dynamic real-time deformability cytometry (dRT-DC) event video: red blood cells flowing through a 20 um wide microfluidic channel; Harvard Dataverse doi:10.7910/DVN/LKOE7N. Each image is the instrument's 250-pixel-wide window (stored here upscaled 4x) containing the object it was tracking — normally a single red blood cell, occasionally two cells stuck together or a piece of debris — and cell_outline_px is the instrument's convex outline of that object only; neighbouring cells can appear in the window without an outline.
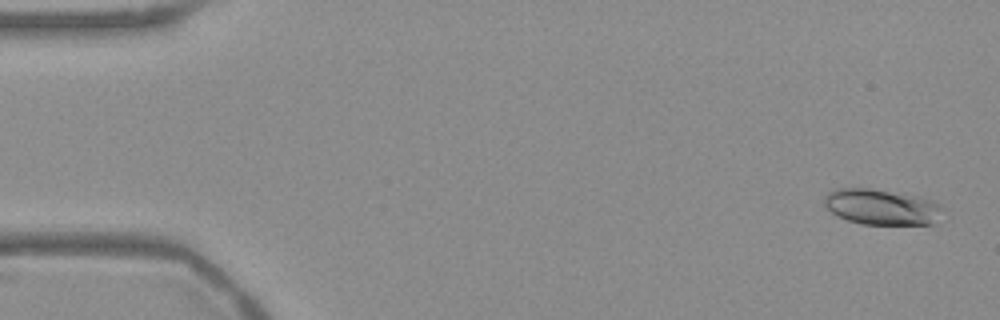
{"species": "Egyptian fruit bat (a non-hibernating species)", "species_latin": "Rousettus aegyptiacus", "temperature_condition": "warm", "stored_images_in_passage": 54, "camera_frame_rate_fps": 3000, "um_per_image_px": 0.085, "frame": {"image": 1, "passage_image": 2, "time_ms": 0.333, "image_size_px": [1000, 320], "cell_outline_px": [[944, 208], [936, 224], [864, 224], [848, 220], [836, 216], [824, 208], [824, 196], [828, 192], [836, 188], [868, 188], [912, 196], [932, 200], [940, 204]], "centroid_in_image_um": [74.9, 17.6], "position_along_channel_um": 10.1, "area_um2": 24.62}}
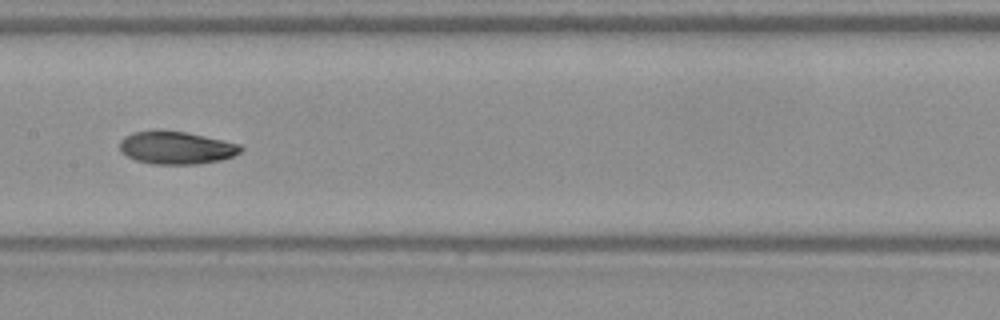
{"frame": {"image": 2, "passage_image": 27, "time_ms": 8.667, "image_size_px": [1000, 320], "cell_outline_px": [[244, 148], [240, 152], [232, 156], [220, 160], [196, 164], [152, 164], [136, 160], [120, 152], [120, 140], [124, 136], [132, 132], [188, 132], [240, 144]], "centroid_in_image_um": [14.99, 12.58], "position_along_channel_um": 192.4, "area_um2": 22.72}}
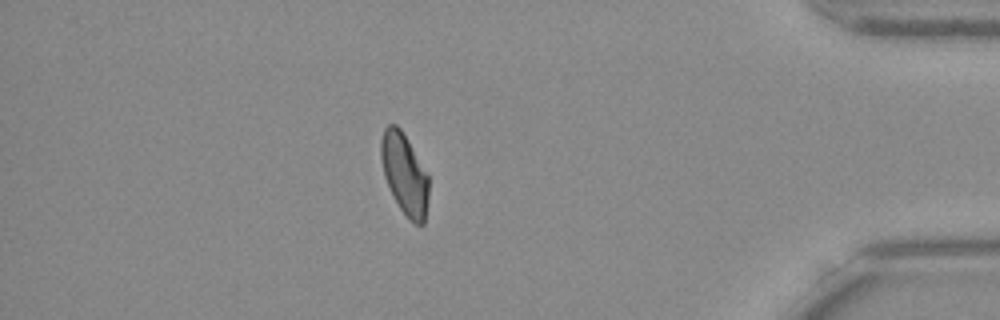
{"frame": {"image": 3, "passage_image": 47, "time_ms": 15.333, "image_size_px": [1000, 320], "cell_outline_px": [[428, 200], [424, 224], [416, 224], [408, 220], [400, 208], [384, 176], [380, 156], [380, 140], [384, 128], [388, 124], [396, 124], [400, 128], [428, 176]], "centroid_in_image_um": [34.37, 14.8], "position_along_channel_um": 400.8, "area_um2": 22.2}, "authors_computed_cell_mechanics": {"area_um2": 23.0622, "velocity_mm_per_s": 3.7543, "shape_relaxation_time_tau1_ms": 7.5349, "shape_relaxation_time_tau2_ms": 4.3859, "deformation_change_tau1": 0.1929, "deformation_change_tau2": 0.0862}}